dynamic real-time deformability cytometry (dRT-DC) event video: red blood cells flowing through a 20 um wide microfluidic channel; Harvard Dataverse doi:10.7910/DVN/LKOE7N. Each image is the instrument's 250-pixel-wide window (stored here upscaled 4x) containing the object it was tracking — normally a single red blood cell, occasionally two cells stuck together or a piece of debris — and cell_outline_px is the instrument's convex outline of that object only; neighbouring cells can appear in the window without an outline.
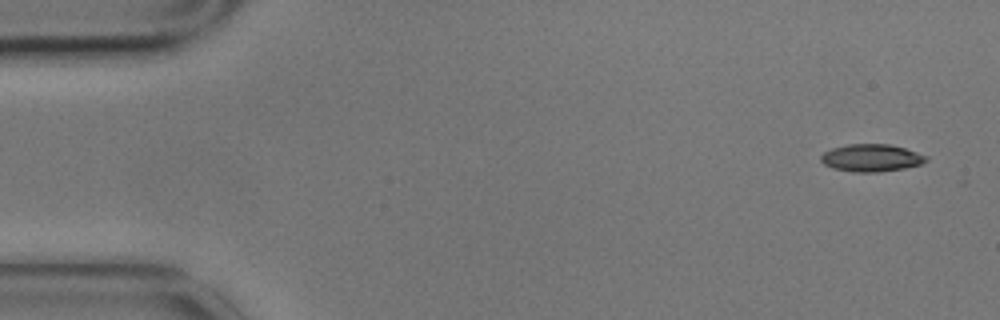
{"species": "common noctule bat (a hibernating species)", "species_latin": "Nyctalus noctula", "temperature_condition": "cold", "stored_images_in_passage": 5, "camera_frame_rate_fps": 3000, "um_per_image_px": 0.085, "animal": {"sex": "male", "body_mass_g": 17.9}, "frame": {"image": 1, "passage_image": 1, "time_ms": 0.0, "image_size_px": [1000, 320], "cell_outline_px": [[928, 160], [920, 164], [904, 168], [876, 172], [852, 172], [832, 168], [824, 164], [820, 160], [820, 156], [824, 152], [832, 148], [848, 144], [892, 144], [928, 156]], "centroid_in_image_um": [74.04, 13.42], "position_along_channel_um": 11.0, "area_um2": 16.82}}